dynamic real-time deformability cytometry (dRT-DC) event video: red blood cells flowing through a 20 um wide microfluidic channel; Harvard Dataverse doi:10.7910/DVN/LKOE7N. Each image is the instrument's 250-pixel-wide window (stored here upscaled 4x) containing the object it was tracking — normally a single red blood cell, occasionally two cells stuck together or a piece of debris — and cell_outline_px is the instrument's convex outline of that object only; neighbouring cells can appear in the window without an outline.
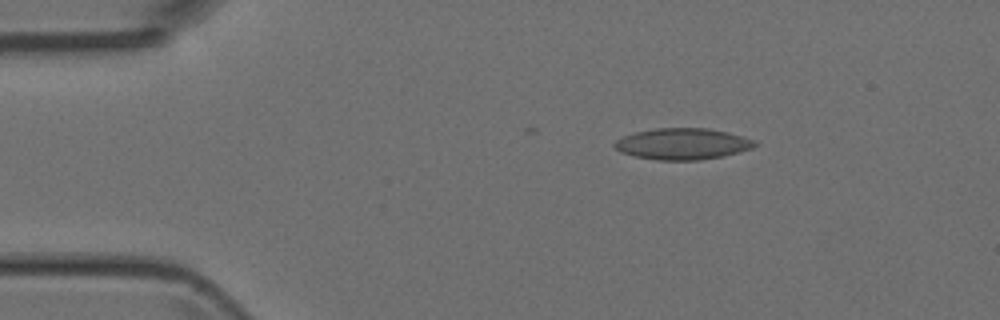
{"species": "Egyptian fruit bat (a non-hibernating species)", "species_latin": "Rousettus aegyptiacus", "temperature_condition": "room temperature", "stored_images_in_passage": 4, "camera_frame_rate_fps": 3000, "um_per_image_px": 0.085, "animal": {"sex": "female"}, "frame": {"image": 1, "passage_image": 2, "time_ms": 1.333, "image_size_px": [1000, 320], "cell_outline_px": [[756, 144], [752, 148], [720, 156], [700, 160], [656, 160], [636, 156], [620, 152], [612, 144], [616, 140], [624, 136], [636, 132], [656, 128], [708, 128], [728, 132], [756, 140]], "centroid_in_image_um": [58.0, 12.22], "position_along_channel_um": 27.0, "area_um2": 25.37}}